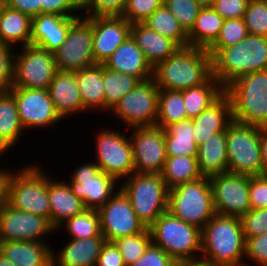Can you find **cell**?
<instances>
[{"label":"cell","mask_w":267,"mask_h":266,"mask_svg":"<svg viewBox=\"0 0 267 266\" xmlns=\"http://www.w3.org/2000/svg\"><path fill=\"white\" fill-rule=\"evenodd\" d=\"M245 244L238 217L215 214L201 229V259L210 266H244Z\"/></svg>","instance_id":"obj_1"},{"label":"cell","mask_w":267,"mask_h":266,"mask_svg":"<svg viewBox=\"0 0 267 266\" xmlns=\"http://www.w3.org/2000/svg\"><path fill=\"white\" fill-rule=\"evenodd\" d=\"M212 76L211 55L204 48L180 47L153 68L159 89L181 91L205 83Z\"/></svg>","instance_id":"obj_2"},{"label":"cell","mask_w":267,"mask_h":266,"mask_svg":"<svg viewBox=\"0 0 267 266\" xmlns=\"http://www.w3.org/2000/svg\"><path fill=\"white\" fill-rule=\"evenodd\" d=\"M211 55L212 75L225 88L238 77L267 69V37L248 34L237 44L206 49Z\"/></svg>","instance_id":"obj_3"},{"label":"cell","mask_w":267,"mask_h":266,"mask_svg":"<svg viewBox=\"0 0 267 266\" xmlns=\"http://www.w3.org/2000/svg\"><path fill=\"white\" fill-rule=\"evenodd\" d=\"M224 92L231 100L233 120L267 125V69L238 77Z\"/></svg>","instance_id":"obj_4"},{"label":"cell","mask_w":267,"mask_h":266,"mask_svg":"<svg viewBox=\"0 0 267 266\" xmlns=\"http://www.w3.org/2000/svg\"><path fill=\"white\" fill-rule=\"evenodd\" d=\"M38 164L9 173L6 202L19 210L36 214L50 222L48 176Z\"/></svg>","instance_id":"obj_5"},{"label":"cell","mask_w":267,"mask_h":266,"mask_svg":"<svg viewBox=\"0 0 267 266\" xmlns=\"http://www.w3.org/2000/svg\"><path fill=\"white\" fill-rule=\"evenodd\" d=\"M148 229L152 243L176 262L201 259V229L197 226L185 223L167 210Z\"/></svg>","instance_id":"obj_6"},{"label":"cell","mask_w":267,"mask_h":266,"mask_svg":"<svg viewBox=\"0 0 267 266\" xmlns=\"http://www.w3.org/2000/svg\"><path fill=\"white\" fill-rule=\"evenodd\" d=\"M119 185L146 228L168 210L169 189L160 174L133 173Z\"/></svg>","instance_id":"obj_7"},{"label":"cell","mask_w":267,"mask_h":266,"mask_svg":"<svg viewBox=\"0 0 267 266\" xmlns=\"http://www.w3.org/2000/svg\"><path fill=\"white\" fill-rule=\"evenodd\" d=\"M168 211L185 223L202 229L216 214L210 178L201 177L169 189Z\"/></svg>","instance_id":"obj_8"},{"label":"cell","mask_w":267,"mask_h":266,"mask_svg":"<svg viewBox=\"0 0 267 266\" xmlns=\"http://www.w3.org/2000/svg\"><path fill=\"white\" fill-rule=\"evenodd\" d=\"M228 172L263 175L260 126L233 120L226 130Z\"/></svg>","instance_id":"obj_9"},{"label":"cell","mask_w":267,"mask_h":266,"mask_svg":"<svg viewBox=\"0 0 267 266\" xmlns=\"http://www.w3.org/2000/svg\"><path fill=\"white\" fill-rule=\"evenodd\" d=\"M159 87L153 78L139 82L111 110L129 129L155 126L158 115Z\"/></svg>","instance_id":"obj_10"},{"label":"cell","mask_w":267,"mask_h":266,"mask_svg":"<svg viewBox=\"0 0 267 266\" xmlns=\"http://www.w3.org/2000/svg\"><path fill=\"white\" fill-rule=\"evenodd\" d=\"M103 129L97 132L95 163L100 171L120 183L135 173L132 145L129 136L110 128Z\"/></svg>","instance_id":"obj_11"},{"label":"cell","mask_w":267,"mask_h":266,"mask_svg":"<svg viewBox=\"0 0 267 266\" xmlns=\"http://www.w3.org/2000/svg\"><path fill=\"white\" fill-rule=\"evenodd\" d=\"M92 42L93 17H77L65 42L54 52L57 70L76 72L94 65Z\"/></svg>","instance_id":"obj_12"},{"label":"cell","mask_w":267,"mask_h":266,"mask_svg":"<svg viewBox=\"0 0 267 266\" xmlns=\"http://www.w3.org/2000/svg\"><path fill=\"white\" fill-rule=\"evenodd\" d=\"M14 56L13 87L48 89L57 71L54 53L35 45Z\"/></svg>","instance_id":"obj_13"},{"label":"cell","mask_w":267,"mask_h":266,"mask_svg":"<svg viewBox=\"0 0 267 266\" xmlns=\"http://www.w3.org/2000/svg\"><path fill=\"white\" fill-rule=\"evenodd\" d=\"M74 170L67 183L71 191L83 201L86 209L98 210L119 189L116 186L119 182L100 171L95 161L82 163Z\"/></svg>","instance_id":"obj_14"},{"label":"cell","mask_w":267,"mask_h":266,"mask_svg":"<svg viewBox=\"0 0 267 266\" xmlns=\"http://www.w3.org/2000/svg\"><path fill=\"white\" fill-rule=\"evenodd\" d=\"M216 214L241 218L251 210L249 175L222 173L210 177Z\"/></svg>","instance_id":"obj_15"},{"label":"cell","mask_w":267,"mask_h":266,"mask_svg":"<svg viewBox=\"0 0 267 266\" xmlns=\"http://www.w3.org/2000/svg\"><path fill=\"white\" fill-rule=\"evenodd\" d=\"M129 139L135 173L160 174L167 159L164 129L156 125L135 127L132 128Z\"/></svg>","instance_id":"obj_16"},{"label":"cell","mask_w":267,"mask_h":266,"mask_svg":"<svg viewBox=\"0 0 267 266\" xmlns=\"http://www.w3.org/2000/svg\"><path fill=\"white\" fill-rule=\"evenodd\" d=\"M97 211L100 216L101 232L106 241L114 242L118 238L135 235L146 229L120 188Z\"/></svg>","instance_id":"obj_17"},{"label":"cell","mask_w":267,"mask_h":266,"mask_svg":"<svg viewBox=\"0 0 267 266\" xmlns=\"http://www.w3.org/2000/svg\"><path fill=\"white\" fill-rule=\"evenodd\" d=\"M55 231L44 217L16 209L7 202L0 207V241L45 242L44 237Z\"/></svg>","instance_id":"obj_18"},{"label":"cell","mask_w":267,"mask_h":266,"mask_svg":"<svg viewBox=\"0 0 267 266\" xmlns=\"http://www.w3.org/2000/svg\"><path fill=\"white\" fill-rule=\"evenodd\" d=\"M10 92L16 100L18 116L25 130L48 128L61 120L48 89L12 87Z\"/></svg>","instance_id":"obj_19"},{"label":"cell","mask_w":267,"mask_h":266,"mask_svg":"<svg viewBox=\"0 0 267 266\" xmlns=\"http://www.w3.org/2000/svg\"><path fill=\"white\" fill-rule=\"evenodd\" d=\"M131 25L122 16L93 17V58L104 64L111 54L130 36Z\"/></svg>","instance_id":"obj_20"},{"label":"cell","mask_w":267,"mask_h":266,"mask_svg":"<svg viewBox=\"0 0 267 266\" xmlns=\"http://www.w3.org/2000/svg\"><path fill=\"white\" fill-rule=\"evenodd\" d=\"M76 18L54 13H41L33 17L30 45H35L48 52H56L65 42L69 29Z\"/></svg>","instance_id":"obj_21"},{"label":"cell","mask_w":267,"mask_h":266,"mask_svg":"<svg viewBox=\"0 0 267 266\" xmlns=\"http://www.w3.org/2000/svg\"><path fill=\"white\" fill-rule=\"evenodd\" d=\"M56 112L61 119L86 112L80 97L76 72L57 70L48 88Z\"/></svg>","instance_id":"obj_22"},{"label":"cell","mask_w":267,"mask_h":266,"mask_svg":"<svg viewBox=\"0 0 267 266\" xmlns=\"http://www.w3.org/2000/svg\"><path fill=\"white\" fill-rule=\"evenodd\" d=\"M105 68L136 77L140 82L153 77V68L129 36L103 64Z\"/></svg>","instance_id":"obj_23"},{"label":"cell","mask_w":267,"mask_h":266,"mask_svg":"<svg viewBox=\"0 0 267 266\" xmlns=\"http://www.w3.org/2000/svg\"><path fill=\"white\" fill-rule=\"evenodd\" d=\"M194 126V139L199 146L213 133L227 130L233 121L232 105L229 96L224 92L214 103L191 119Z\"/></svg>","instance_id":"obj_24"},{"label":"cell","mask_w":267,"mask_h":266,"mask_svg":"<svg viewBox=\"0 0 267 266\" xmlns=\"http://www.w3.org/2000/svg\"><path fill=\"white\" fill-rule=\"evenodd\" d=\"M50 224L57 230L66 220L82 213L86 207L72 191L68 183L48 177Z\"/></svg>","instance_id":"obj_25"},{"label":"cell","mask_w":267,"mask_h":266,"mask_svg":"<svg viewBox=\"0 0 267 266\" xmlns=\"http://www.w3.org/2000/svg\"><path fill=\"white\" fill-rule=\"evenodd\" d=\"M105 242L104 236L71 239L57 255L52 250V266H96Z\"/></svg>","instance_id":"obj_26"},{"label":"cell","mask_w":267,"mask_h":266,"mask_svg":"<svg viewBox=\"0 0 267 266\" xmlns=\"http://www.w3.org/2000/svg\"><path fill=\"white\" fill-rule=\"evenodd\" d=\"M48 242L0 241V254L15 266H52Z\"/></svg>","instance_id":"obj_27"},{"label":"cell","mask_w":267,"mask_h":266,"mask_svg":"<svg viewBox=\"0 0 267 266\" xmlns=\"http://www.w3.org/2000/svg\"><path fill=\"white\" fill-rule=\"evenodd\" d=\"M130 36L141 49L146 61L152 68L180 48L173 40L148 28L143 23H133Z\"/></svg>","instance_id":"obj_28"},{"label":"cell","mask_w":267,"mask_h":266,"mask_svg":"<svg viewBox=\"0 0 267 266\" xmlns=\"http://www.w3.org/2000/svg\"><path fill=\"white\" fill-rule=\"evenodd\" d=\"M197 160L203 177H212L228 172L226 130L213 133L198 146Z\"/></svg>","instance_id":"obj_29"},{"label":"cell","mask_w":267,"mask_h":266,"mask_svg":"<svg viewBox=\"0 0 267 266\" xmlns=\"http://www.w3.org/2000/svg\"><path fill=\"white\" fill-rule=\"evenodd\" d=\"M32 18L2 1L0 3V43L15 47L30 45ZM15 45V46H14Z\"/></svg>","instance_id":"obj_30"},{"label":"cell","mask_w":267,"mask_h":266,"mask_svg":"<svg viewBox=\"0 0 267 266\" xmlns=\"http://www.w3.org/2000/svg\"><path fill=\"white\" fill-rule=\"evenodd\" d=\"M76 80L86 111H104L103 64H94L76 71Z\"/></svg>","instance_id":"obj_31"},{"label":"cell","mask_w":267,"mask_h":266,"mask_svg":"<svg viewBox=\"0 0 267 266\" xmlns=\"http://www.w3.org/2000/svg\"><path fill=\"white\" fill-rule=\"evenodd\" d=\"M25 131L18 116V108L13 94H0V147L8 152Z\"/></svg>","instance_id":"obj_32"},{"label":"cell","mask_w":267,"mask_h":266,"mask_svg":"<svg viewBox=\"0 0 267 266\" xmlns=\"http://www.w3.org/2000/svg\"><path fill=\"white\" fill-rule=\"evenodd\" d=\"M224 20L212 7H202L188 33L189 46L207 49L217 39Z\"/></svg>","instance_id":"obj_33"},{"label":"cell","mask_w":267,"mask_h":266,"mask_svg":"<svg viewBox=\"0 0 267 266\" xmlns=\"http://www.w3.org/2000/svg\"><path fill=\"white\" fill-rule=\"evenodd\" d=\"M164 131L167 156H197L198 145L191 119L172 123Z\"/></svg>","instance_id":"obj_34"},{"label":"cell","mask_w":267,"mask_h":266,"mask_svg":"<svg viewBox=\"0 0 267 266\" xmlns=\"http://www.w3.org/2000/svg\"><path fill=\"white\" fill-rule=\"evenodd\" d=\"M181 91L187 117L192 119L214 103L224 93V87L212 75L202 85Z\"/></svg>","instance_id":"obj_35"},{"label":"cell","mask_w":267,"mask_h":266,"mask_svg":"<svg viewBox=\"0 0 267 266\" xmlns=\"http://www.w3.org/2000/svg\"><path fill=\"white\" fill-rule=\"evenodd\" d=\"M160 175L168 189L203 177L199 170L197 156L184 155L167 156Z\"/></svg>","instance_id":"obj_36"},{"label":"cell","mask_w":267,"mask_h":266,"mask_svg":"<svg viewBox=\"0 0 267 266\" xmlns=\"http://www.w3.org/2000/svg\"><path fill=\"white\" fill-rule=\"evenodd\" d=\"M142 23L164 37L173 40L179 47L189 46L188 34L164 3Z\"/></svg>","instance_id":"obj_37"},{"label":"cell","mask_w":267,"mask_h":266,"mask_svg":"<svg viewBox=\"0 0 267 266\" xmlns=\"http://www.w3.org/2000/svg\"><path fill=\"white\" fill-rule=\"evenodd\" d=\"M139 82L134 76L109 70L103 65L104 111L110 112Z\"/></svg>","instance_id":"obj_38"},{"label":"cell","mask_w":267,"mask_h":266,"mask_svg":"<svg viewBox=\"0 0 267 266\" xmlns=\"http://www.w3.org/2000/svg\"><path fill=\"white\" fill-rule=\"evenodd\" d=\"M188 119L182 91L160 89L156 126L164 129L172 123Z\"/></svg>","instance_id":"obj_39"},{"label":"cell","mask_w":267,"mask_h":266,"mask_svg":"<svg viewBox=\"0 0 267 266\" xmlns=\"http://www.w3.org/2000/svg\"><path fill=\"white\" fill-rule=\"evenodd\" d=\"M61 226L56 231L58 232L60 228L62 229L64 227L70 239H86L103 236L100 216L95 209H85L82 213L66 220Z\"/></svg>","instance_id":"obj_40"},{"label":"cell","mask_w":267,"mask_h":266,"mask_svg":"<svg viewBox=\"0 0 267 266\" xmlns=\"http://www.w3.org/2000/svg\"><path fill=\"white\" fill-rule=\"evenodd\" d=\"M114 243L124 259L126 266H130L138 258L142 257L149 245L152 243L151 234L148 228L143 232L118 238Z\"/></svg>","instance_id":"obj_41"},{"label":"cell","mask_w":267,"mask_h":266,"mask_svg":"<svg viewBox=\"0 0 267 266\" xmlns=\"http://www.w3.org/2000/svg\"><path fill=\"white\" fill-rule=\"evenodd\" d=\"M248 30L243 18L225 19L217 39L207 49H222L242 41Z\"/></svg>","instance_id":"obj_42"},{"label":"cell","mask_w":267,"mask_h":266,"mask_svg":"<svg viewBox=\"0 0 267 266\" xmlns=\"http://www.w3.org/2000/svg\"><path fill=\"white\" fill-rule=\"evenodd\" d=\"M243 19L249 34L267 37V0H250Z\"/></svg>","instance_id":"obj_43"},{"label":"cell","mask_w":267,"mask_h":266,"mask_svg":"<svg viewBox=\"0 0 267 266\" xmlns=\"http://www.w3.org/2000/svg\"><path fill=\"white\" fill-rule=\"evenodd\" d=\"M163 3L188 34L194 27L196 18L202 7L195 0H164Z\"/></svg>","instance_id":"obj_44"},{"label":"cell","mask_w":267,"mask_h":266,"mask_svg":"<svg viewBox=\"0 0 267 266\" xmlns=\"http://www.w3.org/2000/svg\"><path fill=\"white\" fill-rule=\"evenodd\" d=\"M127 0H81L85 17L122 16Z\"/></svg>","instance_id":"obj_45"},{"label":"cell","mask_w":267,"mask_h":266,"mask_svg":"<svg viewBox=\"0 0 267 266\" xmlns=\"http://www.w3.org/2000/svg\"><path fill=\"white\" fill-rule=\"evenodd\" d=\"M164 0H127L122 17L130 24L142 23L153 14Z\"/></svg>","instance_id":"obj_46"},{"label":"cell","mask_w":267,"mask_h":266,"mask_svg":"<svg viewBox=\"0 0 267 266\" xmlns=\"http://www.w3.org/2000/svg\"><path fill=\"white\" fill-rule=\"evenodd\" d=\"M240 220L244 237H256L267 232V208L251 209Z\"/></svg>","instance_id":"obj_47"},{"label":"cell","mask_w":267,"mask_h":266,"mask_svg":"<svg viewBox=\"0 0 267 266\" xmlns=\"http://www.w3.org/2000/svg\"><path fill=\"white\" fill-rule=\"evenodd\" d=\"M245 258L249 266V260L258 266H267V232L256 237H245ZM251 266V265H250Z\"/></svg>","instance_id":"obj_48"},{"label":"cell","mask_w":267,"mask_h":266,"mask_svg":"<svg viewBox=\"0 0 267 266\" xmlns=\"http://www.w3.org/2000/svg\"><path fill=\"white\" fill-rule=\"evenodd\" d=\"M12 49V46L0 43V94L10 91L13 87L15 54Z\"/></svg>","instance_id":"obj_49"},{"label":"cell","mask_w":267,"mask_h":266,"mask_svg":"<svg viewBox=\"0 0 267 266\" xmlns=\"http://www.w3.org/2000/svg\"><path fill=\"white\" fill-rule=\"evenodd\" d=\"M40 4L41 13H54L66 17H80L83 13L80 12L81 0H40Z\"/></svg>","instance_id":"obj_50"},{"label":"cell","mask_w":267,"mask_h":266,"mask_svg":"<svg viewBox=\"0 0 267 266\" xmlns=\"http://www.w3.org/2000/svg\"><path fill=\"white\" fill-rule=\"evenodd\" d=\"M176 261L162 248L151 243L142 257L130 266H175Z\"/></svg>","instance_id":"obj_51"},{"label":"cell","mask_w":267,"mask_h":266,"mask_svg":"<svg viewBox=\"0 0 267 266\" xmlns=\"http://www.w3.org/2000/svg\"><path fill=\"white\" fill-rule=\"evenodd\" d=\"M249 200L251 209L267 208V178L263 175H249Z\"/></svg>","instance_id":"obj_52"},{"label":"cell","mask_w":267,"mask_h":266,"mask_svg":"<svg viewBox=\"0 0 267 266\" xmlns=\"http://www.w3.org/2000/svg\"><path fill=\"white\" fill-rule=\"evenodd\" d=\"M250 0H214L212 8L224 19L243 18Z\"/></svg>","instance_id":"obj_53"},{"label":"cell","mask_w":267,"mask_h":266,"mask_svg":"<svg viewBox=\"0 0 267 266\" xmlns=\"http://www.w3.org/2000/svg\"><path fill=\"white\" fill-rule=\"evenodd\" d=\"M96 266H126L119 248L113 241H106L104 243Z\"/></svg>","instance_id":"obj_54"},{"label":"cell","mask_w":267,"mask_h":266,"mask_svg":"<svg viewBox=\"0 0 267 266\" xmlns=\"http://www.w3.org/2000/svg\"><path fill=\"white\" fill-rule=\"evenodd\" d=\"M7 6L16 9L31 18L41 14L40 0H2Z\"/></svg>","instance_id":"obj_55"},{"label":"cell","mask_w":267,"mask_h":266,"mask_svg":"<svg viewBox=\"0 0 267 266\" xmlns=\"http://www.w3.org/2000/svg\"><path fill=\"white\" fill-rule=\"evenodd\" d=\"M260 149L264 174L267 171V125L260 126Z\"/></svg>","instance_id":"obj_56"},{"label":"cell","mask_w":267,"mask_h":266,"mask_svg":"<svg viewBox=\"0 0 267 266\" xmlns=\"http://www.w3.org/2000/svg\"><path fill=\"white\" fill-rule=\"evenodd\" d=\"M10 170L0 169V206L6 202V185Z\"/></svg>","instance_id":"obj_57"},{"label":"cell","mask_w":267,"mask_h":266,"mask_svg":"<svg viewBox=\"0 0 267 266\" xmlns=\"http://www.w3.org/2000/svg\"><path fill=\"white\" fill-rule=\"evenodd\" d=\"M175 266H210L207 262L202 259L193 261H177Z\"/></svg>","instance_id":"obj_58"},{"label":"cell","mask_w":267,"mask_h":266,"mask_svg":"<svg viewBox=\"0 0 267 266\" xmlns=\"http://www.w3.org/2000/svg\"><path fill=\"white\" fill-rule=\"evenodd\" d=\"M201 7H212L214 0H195Z\"/></svg>","instance_id":"obj_59"},{"label":"cell","mask_w":267,"mask_h":266,"mask_svg":"<svg viewBox=\"0 0 267 266\" xmlns=\"http://www.w3.org/2000/svg\"><path fill=\"white\" fill-rule=\"evenodd\" d=\"M0 266H15V265L0 254Z\"/></svg>","instance_id":"obj_60"},{"label":"cell","mask_w":267,"mask_h":266,"mask_svg":"<svg viewBox=\"0 0 267 266\" xmlns=\"http://www.w3.org/2000/svg\"><path fill=\"white\" fill-rule=\"evenodd\" d=\"M3 153L5 154L6 152L0 147V156H2Z\"/></svg>","instance_id":"obj_61"}]
</instances>
